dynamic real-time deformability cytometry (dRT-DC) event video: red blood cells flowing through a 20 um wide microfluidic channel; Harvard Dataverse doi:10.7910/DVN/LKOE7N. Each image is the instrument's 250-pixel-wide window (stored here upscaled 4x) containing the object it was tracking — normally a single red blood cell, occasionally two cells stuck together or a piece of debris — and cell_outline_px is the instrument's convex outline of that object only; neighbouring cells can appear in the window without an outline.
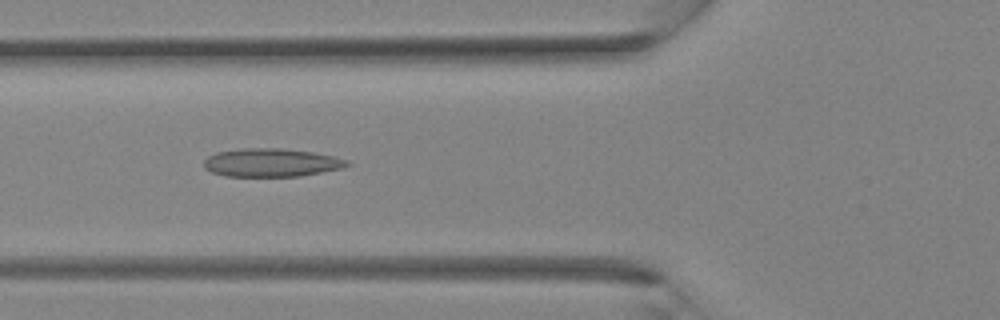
{"species": "Egyptian fruit bat (a non-hibernating species)", "species_latin": "Rousettus aegyptiacus", "temperature_condition": "room temperature", "stored_images_in_passage": 25, "camera_frame_rate_fps": 3000, "um_per_image_px": 0.085, "animal": {"sex": "female"}, "frame": {"image": 1, "passage_image": 3, "time_ms": 0.667, "image_size_px": [1000, 320], "cell_outline_px": [[352, 164], [344, 168], [300, 176], [224, 176], [212, 172], [204, 168], [204, 160], [208, 156], [216, 152], [240, 148], [280, 148], [312, 152], [332, 156], [348, 160]], "centroid_in_image_um": [23.06, 13.82], "position_along_channel_um": 102.7, "area_um2": 23.7}}
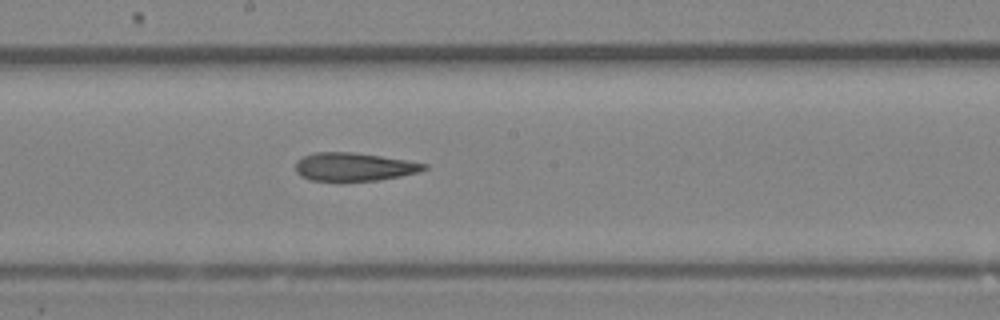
{"frame": {"image": 2, "passage_image": 9, "time_ms": 2.667, "image_size_px": [1000, 320], "cell_outline_px": [[428, 168], [420, 172], [380, 180], [308, 180], [300, 176], [296, 172], [296, 160], [312, 152], [352, 152], [408, 160], [428, 164]], "centroid_in_image_um": [30.1, 14.17], "position_along_channel_um": 218.1, "area_um2": 21.15}}
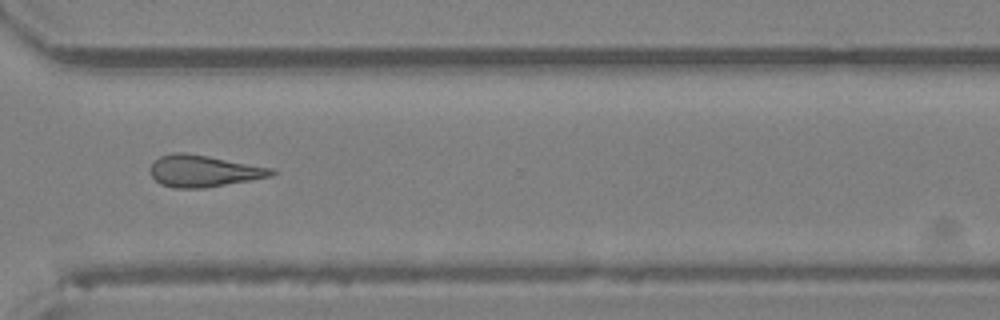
{"frame": {"image": 3, "passage_image": 16, "time_ms": 5.0, "image_size_px": [1000, 320], "cell_outline_px": [[276, 172], [272, 176], [204, 188], [172, 188], [160, 184], [152, 176], [148, 168], [152, 160], [160, 156], [172, 152], [184, 152], [208, 156], [276, 168]], "centroid_in_image_um": [17.28, 14.52], "position_along_channel_um": 353.3, "area_um2": 22.72}}